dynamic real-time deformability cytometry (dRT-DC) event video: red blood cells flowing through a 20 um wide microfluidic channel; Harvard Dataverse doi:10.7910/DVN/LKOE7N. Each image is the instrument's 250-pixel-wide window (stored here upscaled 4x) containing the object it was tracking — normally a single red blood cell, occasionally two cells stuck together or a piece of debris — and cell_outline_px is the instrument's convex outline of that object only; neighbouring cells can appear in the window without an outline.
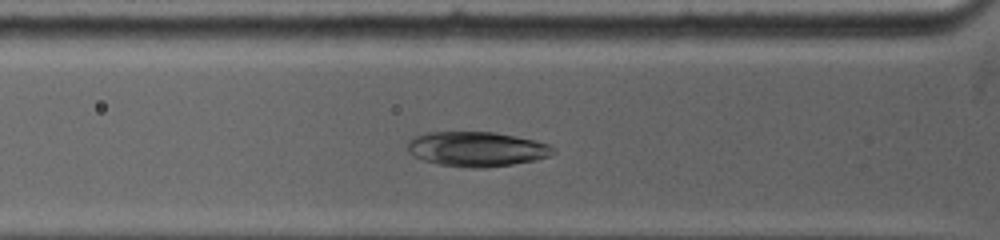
{"species": "common noctule bat (a hibernating species)", "species_latin": "Nyctalus noctula", "temperature_condition": "warm", "stored_images_in_passage": 7, "camera_frame_rate_fps": 5000, "um_per_image_px": 0.085, "animal": {"sex": "female", "body_mass_g": 19.0, "forearm_length_mm": 53.3}, "frame": {"image": 1, "passage_image": 5, "time_ms": 2.8, "image_size_px": [1000, 240], "cell_outline_px": [[556, 152], [548, 156], [536, 160], [512, 164], [484, 168], [468, 168], [436, 164], [412, 156], [408, 152], [408, 140], [416, 136], [428, 132], [496, 132], [536, 140], [552, 144], [556, 148]], "centroid_in_image_um": [40.55, 12.67], "position_along_channel_um": 85.2, "area_um2": 29.88}}
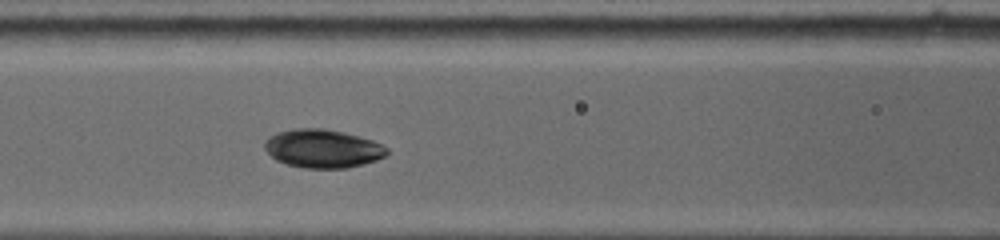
{"frame": {"image": 2, "passage_image": 7, "time_ms": 4.2, "image_size_px": [1000, 240], "cell_outline_px": [[388, 152], [384, 156], [376, 160], [364, 164], [344, 168], [304, 168], [288, 164], [276, 160], [264, 148], [264, 140], [268, 136], [276, 132], [296, 128], [324, 128], [344, 132], [372, 140], [388, 148]], "centroid_in_image_um": [27.4, 12.62], "position_along_channel_um": 139.2, "area_um2": 27.4}}